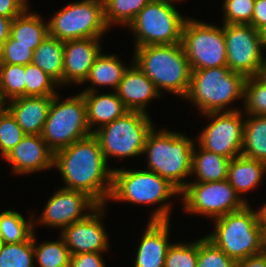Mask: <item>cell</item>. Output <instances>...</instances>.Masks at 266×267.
<instances>
[{
    "instance_id": "obj_1",
    "label": "cell",
    "mask_w": 266,
    "mask_h": 267,
    "mask_svg": "<svg viewBox=\"0 0 266 267\" xmlns=\"http://www.w3.org/2000/svg\"><path fill=\"white\" fill-rule=\"evenodd\" d=\"M54 167L62 175V188L85 192L99 205L109 200L114 168L107 165L93 133L55 152Z\"/></svg>"
},
{
    "instance_id": "obj_2",
    "label": "cell",
    "mask_w": 266,
    "mask_h": 267,
    "mask_svg": "<svg viewBox=\"0 0 266 267\" xmlns=\"http://www.w3.org/2000/svg\"><path fill=\"white\" fill-rule=\"evenodd\" d=\"M134 50L132 63L154 83L160 93L165 90L182 98L187 95L192 70L181 43L147 45Z\"/></svg>"
},
{
    "instance_id": "obj_3",
    "label": "cell",
    "mask_w": 266,
    "mask_h": 267,
    "mask_svg": "<svg viewBox=\"0 0 266 267\" xmlns=\"http://www.w3.org/2000/svg\"><path fill=\"white\" fill-rule=\"evenodd\" d=\"M180 192L168 179L153 171L116 168L113 169L109 199L147 205L161 202V205L153 211L150 221H167L170 220L172 203L169 204L166 200L180 195Z\"/></svg>"
},
{
    "instance_id": "obj_4",
    "label": "cell",
    "mask_w": 266,
    "mask_h": 267,
    "mask_svg": "<svg viewBox=\"0 0 266 267\" xmlns=\"http://www.w3.org/2000/svg\"><path fill=\"white\" fill-rule=\"evenodd\" d=\"M180 132L169 130L149 133L143 154H147V170L168 179L180 191L187 185L186 177L192 175V153L195 144Z\"/></svg>"
},
{
    "instance_id": "obj_5",
    "label": "cell",
    "mask_w": 266,
    "mask_h": 267,
    "mask_svg": "<svg viewBox=\"0 0 266 267\" xmlns=\"http://www.w3.org/2000/svg\"><path fill=\"white\" fill-rule=\"evenodd\" d=\"M245 80L243 74L231 71L228 66L192 70L184 98L197 105L201 114L237 111L226 107L234 100L244 99Z\"/></svg>"
},
{
    "instance_id": "obj_6",
    "label": "cell",
    "mask_w": 266,
    "mask_h": 267,
    "mask_svg": "<svg viewBox=\"0 0 266 267\" xmlns=\"http://www.w3.org/2000/svg\"><path fill=\"white\" fill-rule=\"evenodd\" d=\"M214 223L215 229L206 237L235 262L263 252L258 211L249 204Z\"/></svg>"
},
{
    "instance_id": "obj_7",
    "label": "cell",
    "mask_w": 266,
    "mask_h": 267,
    "mask_svg": "<svg viewBox=\"0 0 266 267\" xmlns=\"http://www.w3.org/2000/svg\"><path fill=\"white\" fill-rule=\"evenodd\" d=\"M180 0H151L128 25L135 38V48L182 42L184 18L173 5ZM136 34V35H135Z\"/></svg>"
},
{
    "instance_id": "obj_8",
    "label": "cell",
    "mask_w": 266,
    "mask_h": 267,
    "mask_svg": "<svg viewBox=\"0 0 266 267\" xmlns=\"http://www.w3.org/2000/svg\"><path fill=\"white\" fill-rule=\"evenodd\" d=\"M91 134L83 95L79 93L63 101L54 95L41 133L48 147L55 153Z\"/></svg>"
},
{
    "instance_id": "obj_9",
    "label": "cell",
    "mask_w": 266,
    "mask_h": 267,
    "mask_svg": "<svg viewBox=\"0 0 266 267\" xmlns=\"http://www.w3.org/2000/svg\"><path fill=\"white\" fill-rule=\"evenodd\" d=\"M153 125L148 113L128 111L93 134L97 137L108 163L109 157L113 156L120 159L141 156Z\"/></svg>"
},
{
    "instance_id": "obj_10",
    "label": "cell",
    "mask_w": 266,
    "mask_h": 267,
    "mask_svg": "<svg viewBox=\"0 0 266 267\" xmlns=\"http://www.w3.org/2000/svg\"><path fill=\"white\" fill-rule=\"evenodd\" d=\"M48 21L49 36L63 42L83 38H102L109 29L104 19L103 0L71 2Z\"/></svg>"
},
{
    "instance_id": "obj_11",
    "label": "cell",
    "mask_w": 266,
    "mask_h": 267,
    "mask_svg": "<svg viewBox=\"0 0 266 267\" xmlns=\"http://www.w3.org/2000/svg\"><path fill=\"white\" fill-rule=\"evenodd\" d=\"M191 70L227 66L223 26L188 18L182 30V42Z\"/></svg>"
},
{
    "instance_id": "obj_12",
    "label": "cell",
    "mask_w": 266,
    "mask_h": 267,
    "mask_svg": "<svg viewBox=\"0 0 266 267\" xmlns=\"http://www.w3.org/2000/svg\"><path fill=\"white\" fill-rule=\"evenodd\" d=\"M185 211L213 219L240 210L247 204L228 180L219 182H188L181 190ZM240 196V197H239Z\"/></svg>"
},
{
    "instance_id": "obj_13",
    "label": "cell",
    "mask_w": 266,
    "mask_h": 267,
    "mask_svg": "<svg viewBox=\"0 0 266 267\" xmlns=\"http://www.w3.org/2000/svg\"><path fill=\"white\" fill-rule=\"evenodd\" d=\"M227 66L245 77L257 76L264 61L260 31L249 24H223Z\"/></svg>"
},
{
    "instance_id": "obj_14",
    "label": "cell",
    "mask_w": 266,
    "mask_h": 267,
    "mask_svg": "<svg viewBox=\"0 0 266 267\" xmlns=\"http://www.w3.org/2000/svg\"><path fill=\"white\" fill-rule=\"evenodd\" d=\"M242 114L240 110L206 113L204 116L212 122L200 132L197 143L205 150L229 159L238 157L243 147L245 119Z\"/></svg>"
},
{
    "instance_id": "obj_15",
    "label": "cell",
    "mask_w": 266,
    "mask_h": 267,
    "mask_svg": "<svg viewBox=\"0 0 266 267\" xmlns=\"http://www.w3.org/2000/svg\"><path fill=\"white\" fill-rule=\"evenodd\" d=\"M99 204L87 193L60 188L47 201L44 211L39 216L40 223L49 227L61 228V231L72 223L85 219ZM87 213H82L86 210Z\"/></svg>"
},
{
    "instance_id": "obj_16",
    "label": "cell",
    "mask_w": 266,
    "mask_h": 267,
    "mask_svg": "<svg viewBox=\"0 0 266 267\" xmlns=\"http://www.w3.org/2000/svg\"><path fill=\"white\" fill-rule=\"evenodd\" d=\"M99 205L85 219L66 226L60 233L70 255L82 253H103L109 248L108 235L103 227L101 217L104 207Z\"/></svg>"
},
{
    "instance_id": "obj_17",
    "label": "cell",
    "mask_w": 266,
    "mask_h": 267,
    "mask_svg": "<svg viewBox=\"0 0 266 267\" xmlns=\"http://www.w3.org/2000/svg\"><path fill=\"white\" fill-rule=\"evenodd\" d=\"M3 159L15 174H29L54 167V152L41 135L26 134Z\"/></svg>"
},
{
    "instance_id": "obj_18",
    "label": "cell",
    "mask_w": 266,
    "mask_h": 267,
    "mask_svg": "<svg viewBox=\"0 0 266 267\" xmlns=\"http://www.w3.org/2000/svg\"><path fill=\"white\" fill-rule=\"evenodd\" d=\"M101 38H83L64 42L63 86L82 84L102 52Z\"/></svg>"
},
{
    "instance_id": "obj_19",
    "label": "cell",
    "mask_w": 266,
    "mask_h": 267,
    "mask_svg": "<svg viewBox=\"0 0 266 267\" xmlns=\"http://www.w3.org/2000/svg\"><path fill=\"white\" fill-rule=\"evenodd\" d=\"M139 243L134 267H164L169 242L170 221H148Z\"/></svg>"
},
{
    "instance_id": "obj_20",
    "label": "cell",
    "mask_w": 266,
    "mask_h": 267,
    "mask_svg": "<svg viewBox=\"0 0 266 267\" xmlns=\"http://www.w3.org/2000/svg\"><path fill=\"white\" fill-rule=\"evenodd\" d=\"M116 93L129 111L144 113L149 100L162 94L135 63L125 71Z\"/></svg>"
},
{
    "instance_id": "obj_21",
    "label": "cell",
    "mask_w": 266,
    "mask_h": 267,
    "mask_svg": "<svg viewBox=\"0 0 266 267\" xmlns=\"http://www.w3.org/2000/svg\"><path fill=\"white\" fill-rule=\"evenodd\" d=\"M54 96H22L5 106L25 134L41 135Z\"/></svg>"
},
{
    "instance_id": "obj_22",
    "label": "cell",
    "mask_w": 266,
    "mask_h": 267,
    "mask_svg": "<svg viewBox=\"0 0 266 267\" xmlns=\"http://www.w3.org/2000/svg\"><path fill=\"white\" fill-rule=\"evenodd\" d=\"M97 92L95 87H88L81 92L86 102L87 122L92 133L129 111L116 91L114 93H100V95ZM95 125L98 127L92 129Z\"/></svg>"
},
{
    "instance_id": "obj_23",
    "label": "cell",
    "mask_w": 266,
    "mask_h": 267,
    "mask_svg": "<svg viewBox=\"0 0 266 267\" xmlns=\"http://www.w3.org/2000/svg\"><path fill=\"white\" fill-rule=\"evenodd\" d=\"M266 172V163L239 155L230 160L227 180L240 195L260 184Z\"/></svg>"
},
{
    "instance_id": "obj_24",
    "label": "cell",
    "mask_w": 266,
    "mask_h": 267,
    "mask_svg": "<svg viewBox=\"0 0 266 267\" xmlns=\"http://www.w3.org/2000/svg\"><path fill=\"white\" fill-rule=\"evenodd\" d=\"M194 145L192 153V170L197 180L193 182H219L227 180L230 160L220 154L205 150L198 144ZM197 151V152H196Z\"/></svg>"
},
{
    "instance_id": "obj_25",
    "label": "cell",
    "mask_w": 266,
    "mask_h": 267,
    "mask_svg": "<svg viewBox=\"0 0 266 267\" xmlns=\"http://www.w3.org/2000/svg\"><path fill=\"white\" fill-rule=\"evenodd\" d=\"M28 11L27 8L13 19L10 36L17 44L31 46L35 50L49 36V25L48 22L44 23L41 16Z\"/></svg>"
},
{
    "instance_id": "obj_26",
    "label": "cell",
    "mask_w": 266,
    "mask_h": 267,
    "mask_svg": "<svg viewBox=\"0 0 266 267\" xmlns=\"http://www.w3.org/2000/svg\"><path fill=\"white\" fill-rule=\"evenodd\" d=\"M63 55L64 42L51 36H48L33 54L32 63L53 78L59 84L58 87L63 86Z\"/></svg>"
},
{
    "instance_id": "obj_27",
    "label": "cell",
    "mask_w": 266,
    "mask_h": 267,
    "mask_svg": "<svg viewBox=\"0 0 266 267\" xmlns=\"http://www.w3.org/2000/svg\"><path fill=\"white\" fill-rule=\"evenodd\" d=\"M128 67L123 64L117 55H106L101 52L94 61L85 82H90L91 85L110 86L117 90L123 75Z\"/></svg>"
},
{
    "instance_id": "obj_28",
    "label": "cell",
    "mask_w": 266,
    "mask_h": 267,
    "mask_svg": "<svg viewBox=\"0 0 266 267\" xmlns=\"http://www.w3.org/2000/svg\"><path fill=\"white\" fill-rule=\"evenodd\" d=\"M246 117L241 155L266 163V116Z\"/></svg>"
},
{
    "instance_id": "obj_29",
    "label": "cell",
    "mask_w": 266,
    "mask_h": 267,
    "mask_svg": "<svg viewBox=\"0 0 266 267\" xmlns=\"http://www.w3.org/2000/svg\"><path fill=\"white\" fill-rule=\"evenodd\" d=\"M31 216L26 221L24 216L13 210L0 213V243H21L28 241L34 234L35 223Z\"/></svg>"
},
{
    "instance_id": "obj_30",
    "label": "cell",
    "mask_w": 266,
    "mask_h": 267,
    "mask_svg": "<svg viewBox=\"0 0 266 267\" xmlns=\"http://www.w3.org/2000/svg\"><path fill=\"white\" fill-rule=\"evenodd\" d=\"M60 240L36 244L35 232L33 234V246L35 260L39 267H70V252L63 238Z\"/></svg>"
},
{
    "instance_id": "obj_31",
    "label": "cell",
    "mask_w": 266,
    "mask_h": 267,
    "mask_svg": "<svg viewBox=\"0 0 266 267\" xmlns=\"http://www.w3.org/2000/svg\"><path fill=\"white\" fill-rule=\"evenodd\" d=\"M151 0H103L107 27L112 24L128 26Z\"/></svg>"
},
{
    "instance_id": "obj_32",
    "label": "cell",
    "mask_w": 266,
    "mask_h": 267,
    "mask_svg": "<svg viewBox=\"0 0 266 267\" xmlns=\"http://www.w3.org/2000/svg\"><path fill=\"white\" fill-rule=\"evenodd\" d=\"M25 65L3 64L0 67V101L5 104L25 96Z\"/></svg>"
},
{
    "instance_id": "obj_33",
    "label": "cell",
    "mask_w": 266,
    "mask_h": 267,
    "mask_svg": "<svg viewBox=\"0 0 266 267\" xmlns=\"http://www.w3.org/2000/svg\"><path fill=\"white\" fill-rule=\"evenodd\" d=\"M33 236L21 243H0V267H35Z\"/></svg>"
},
{
    "instance_id": "obj_34",
    "label": "cell",
    "mask_w": 266,
    "mask_h": 267,
    "mask_svg": "<svg viewBox=\"0 0 266 267\" xmlns=\"http://www.w3.org/2000/svg\"><path fill=\"white\" fill-rule=\"evenodd\" d=\"M243 101L244 113L266 116V81L259 75L246 77Z\"/></svg>"
},
{
    "instance_id": "obj_35",
    "label": "cell",
    "mask_w": 266,
    "mask_h": 267,
    "mask_svg": "<svg viewBox=\"0 0 266 267\" xmlns=\"http://www.w3.org/2000/svg\"><path fill=\"white\" fill-rule=\"evenodd\" d=\"M25 96H54L59 84L33 63L25 65Z\"/></svg>"
},
{
    "instance_id": "obj_36",
    "label": "cell",
    "mask_w": 266,
    "mask_h": 267,
    "mask_svg": "<svg viewBox=\"0 0 266 267\" xmlns=\"http://www.w3.org/2000/svg\"><path fill=\"white\" fill-rule=\"evenodd\" d=\"M26 134L16 122L11 112L4 107L0 108V154L4 158Z\"/></svg>"
},
{
    "instance_id": "obj_37",
    "label": "cell",
    "mask_w": 266,
    "mask_h": 267,
    "mask_svg": "<svg viewBox=\"0 0 266 267\" xmlns=\"http://www.w3.org/2000/svg\"><path fill=\"white\" fill-rule=\"evenodd\" d=\"M197 267H237V262L205 236L198 240Z\"/></svg>"
},
{
    "instance_id": "obj_38",
    "label": "cell",
    "mask_w": 266,
    "mask_h": 267,
    "mask_svg": "<svg viewBox=\"0 0 266 267\" xmlns=\"http://www.w3.org/2000/svg\"><path fill=\"white\" fill-rule=\"evenodd\" d=\"M198 240L191 243H172L165 257L164 267H197Z\"/></svg>"
},
{
    "instance_id": "obj_39",
    "label": "cell",
    "mask_w": 266,
    "mask_h": 267,
    "mask_svg": "<svg viewBox=\"0 0 266 267\" xmlns=\"http://www.w3.org/2000/svg\"><path fill=\"white\" fill-rule=\"evenodd\" d=\"M256 0H224L223 24H251Z\"/></svg>"
},
{
    "instance_id": "obj_40",
    "label": "cell",
    "mask_w": 266,
    "mask_h": 267,
    "mask_svg": "<svg viewBox=\"0 0 266 267\" xmlns=\"http://www.w3.org/2000/svg\"><path fill=\"white\" fill-rule=\"evenodd\" d=\"M31 46L17 44L11 36L3 43V64L27 65L33 61Z\"/></svg>"
},
{
    "instance_id": "obj_41",
    "label": "cell",
    "mask_w": 266,
    "mask_h": 267,
    "mask_svg": "<svg viewBox=\"0 0 266 267\" xmlns=\"http://www.w3.org/2000/svg\"><path fill=\"white\" fill-rule=\"evenodd\" d=\"M101 253H82L71 255L70 267H105Z\"/></svg>"
},
{
    "instance_id": "obj_42",
    "label": "cell",
    "mask_w": 266,
    "mask_h": 267,
    "mask_svg": "<svg viewBox=\"0 0 266 267\" xmlns=\"http://www.w3.org/2000/svg\"><path fill=\"white\" fill-rule=\"evenodd\" d=\"M27 2L26 0H0V16L14 19L28 8Z\"/></svg>"
},
{
    "instance_id": "obj_43",
    "label": "cell",
    "mask_w": 266,
    "mask_h": 267,
    "mask_svg": "<svg viewBox=\"0 0 266 267\" xmlns=\"http://www.w3.org/2000/svg\"><path fill=\"white\" fill-rule=\"evenodd\" d=\"M250 25L259 31L266 26V0L255 1Z\"/></svg>"
},
{
    "instance_id": "obj_44",
    "label": "cell",
    "mask_w": 266,
    "mask_h": 267,
    "mask_svg": "<svg viewBox=\"0 0 266 267\" xmlns=\"http://www.w3.org/2000/svg\"><path fill=\"white\" fill-rule=\"evenodd\" d=\"M237 267H266V253L251 255L237 262Z\"/></svg>"
},
{
    "instance_id": "obj_45",
    "label": "cell",
    "mask_w": 266,
    "mask_h": 267,
    "mask_svg": "<svg viewBox=\"0 0 266 267\" xmlns=\"http://www.w3.org/2000/svg\"><path fill=\"white\" fill-rule=\"evenodd\" d=\"M13 19L0 16V43H4L10 36Z\"/></svg>"
},
{
    "instance_id": "obj_46",
    "label": "cell",
    "mask_w": 266,
    "mask_h": 267,
    "mask_svg": "<svg viewBox=\"0 0 266 267\" xmlns=\"http://www.w3.org/2000/svg\"><path fill=\"white\" fill-rule=\"evenodd\" d=\"M260 230L262 250L266 253V223H260Z\"/></svg>"
},
{
    "instance_id": "obj_47",
    "label": "cell",
    "mask_w": 266,
    "mask_h": 267,
    "mask_svg": "<svg viewBox=\"0 0 266 267\" xmlns=\"http://www.w3.org/2000/svg\"><path fill=\"white\" fill-rule=\"evenodd\" d=\"M258 211L259 223H266V204L263 207H260Z\"/></svg>"
},
{
    "instance_id": "obj_48",
    "label": "cell",
    "mask_w": 266,
    "mask_h": 267,
    "mask_svg": "<svg viewBox=\"0 0 266 267\" xmlns=\"http://www.w3.org/2000/svg\"><path fill=\"white\" fill-rule=\"evenodd\" d=\"M259 76L266 81V57H264V61L262 63V69Z\"/></svg>"
},
{
    "instance_id": "obj_49",
    "label": "cell",
    "mask_w": 266,
    "mask_h": 267,
    "mask_svg": "<svg viewBox=\"0 0 266 267\" xmlns=\"http://www.w3.org/2000/svg\"><path fill=\"white\" fill-rule=\"evenodd\" d=\"M262 44L264 49H266V26L260 30Z\"/></svg>"
},
{
    "instance_id": "obj_50",
    "label": "cell",
    "mask_w": 266,
    "mask_h": 267,
    "mask_svg": "<svg viewBox=\"0 0 266 267\" xmlns=\"http://www.w3.org/2000/svg\"><path fill=\"white\" fill-rule=\"evenodd\" d=\"M3 65V44L0 43V67Z\"/></svg>"
},
{
    "instance_id": "obj_51",
    "label": "cell",
    "mask_w": 266,
    "mask_h": 267,
    "mask_svg": "<svg viewBox=\"0 0 266 267\" xmlns=\"http://www.w3.org/2000/svg\"><path fill=\"white\" fill-rule=\"evenodd\" d=\"M4 104L0 101V108L3 106Z\"/></svg>"
}]
</instances>
